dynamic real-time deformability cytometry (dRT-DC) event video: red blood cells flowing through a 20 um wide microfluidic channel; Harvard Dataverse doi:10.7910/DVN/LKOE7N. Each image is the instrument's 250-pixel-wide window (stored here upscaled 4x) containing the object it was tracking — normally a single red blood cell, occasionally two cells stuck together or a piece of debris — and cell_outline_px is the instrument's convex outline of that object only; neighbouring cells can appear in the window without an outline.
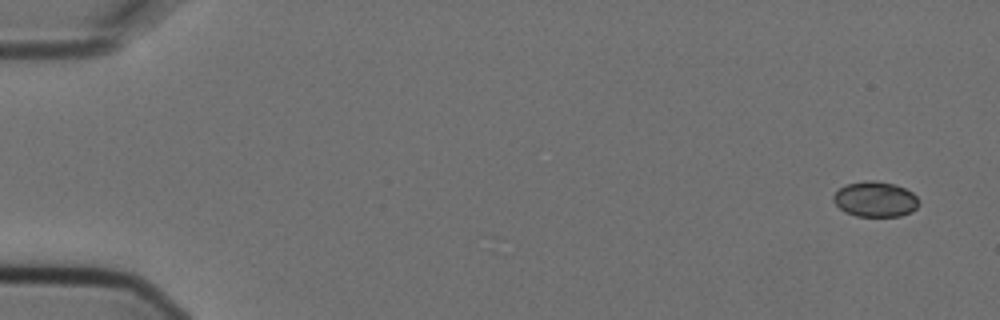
{"species": "Egyptian fruit bat (a non-hibernating species)", "species_latin": "Rousettus aegyptiacus", "temperature_condition": "cold", "stored_images_in_passage": 6, "camera_frame_rate_fps": 3000, "um_per_image_px": 0.085, "animal": {"sex": "female"}, "frame": {"image": 1, "passage_image": 1, "time_ms": 0.0, "image_size_px": [1000, 320], "cell_outline_px": [[920, 204], [912, 212], [900, 216], [856, 216], [844, 212], [832, 200], [832, 196], [840, 188], [848, 184], [868, 180], [872, 180], [896, 184], [912, 192], [920, 200]], "centroid_in_image_um": [74.42, 16.94], "position_along_channel_um": 10.6, "area_um2": 17.69}}